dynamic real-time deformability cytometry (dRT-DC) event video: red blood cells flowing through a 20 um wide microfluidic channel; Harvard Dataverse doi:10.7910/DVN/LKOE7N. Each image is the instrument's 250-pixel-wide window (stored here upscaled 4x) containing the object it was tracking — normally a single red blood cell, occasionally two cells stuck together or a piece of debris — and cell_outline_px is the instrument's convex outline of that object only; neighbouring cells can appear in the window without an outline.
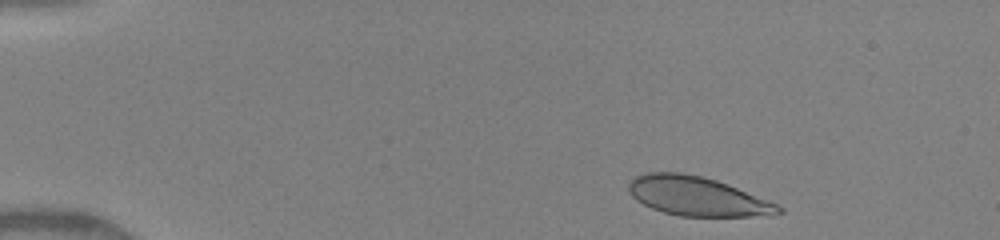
{"species": "human", "species_latin": "Homo sapiens", "temperature_condition": "warm", "stored_images_in_passage": 45, "camera_frame_rate_fps": 3000, "um_per_image_px": 0.085, "donor": {"sex": "female"}, "frame": {"image": 1, "passage_image": 2, "time_ms": 0.333, "image_size_px": [1000, 240], "cell_outline_px": [[784, 212], [768, 216], [680, 216], [664, 212], [652, 208], [636, 200], [628, 192], [628, 180], [636, 176], [648, 172], [680, 172], [700, 176], [716, 180], [728, 184], [776, 204], [784, 208]], "centroid_in_image_um": [59.24, 16.68], "position_along_channel_um": 25.8, "area_um2": 34.1}}
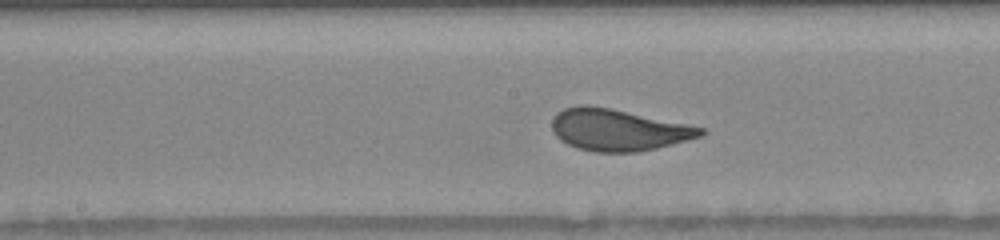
{"frame": {"image": 2, "passage_image": 25, "time_ms": 6.667, "image_size_px": [1000, 240], "cell_outline_px": [[708, 132], [700, 136], [656, 148], [636, 152], [592, 152], [576, 148], [560, 140], [552, 132], [552, 120], [556, 112], [564, 108], [608, 108], [704, 128]], "centroid_in_image_um": [52.52, 11.08], "position_along_channel_um": 195.7, "area_um2": 35.08}}
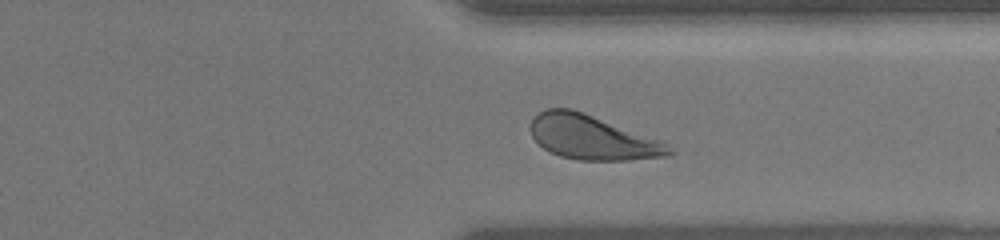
{"frame": {"image": 3, "passage_image": 40, "time_ms": 10.667, "image_size_px": [1000, 240], "cell_outline_px": [[676, 152], [672, 156], [628, 160], [580, 160], [560, 156], [548, 152], [532, 136], [532, 120], [540, 112], [548, 108], [572, 108], [660, 140], [672, 148]], "centroid_in_image_um": [50.38, 11.7], "position_along_channel_um": 361.0, "area_um2": 35.55}, "authors_computed_cell_mechanics": {"area_um2": 35.6626, "velocity_mm_per_s": 4.129, "shape_relaxation_time_tau1_ms": 2.3344, "shape_relaxation_time_tau2_ms": null, "deformation_change_tau1": 0.1431, "deformation_change_tau2": null}}